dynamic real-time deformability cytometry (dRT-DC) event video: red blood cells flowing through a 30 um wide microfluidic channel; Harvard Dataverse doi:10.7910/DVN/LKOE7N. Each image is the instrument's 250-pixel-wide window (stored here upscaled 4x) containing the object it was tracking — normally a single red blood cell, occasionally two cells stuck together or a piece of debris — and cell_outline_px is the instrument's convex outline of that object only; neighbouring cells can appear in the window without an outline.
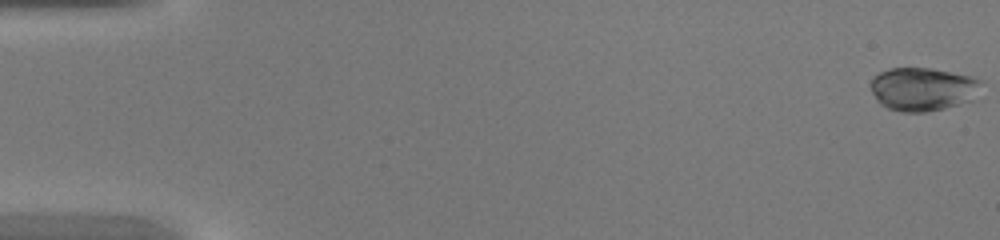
{"species": "common noctule bat (a hibernating species)", "species_latin": "Nyctalus noctula", "temperature_condition": "warm", "stored_images_in_passage": 45, "camera_frame_rate_fps": 3000, "um_per_image_px": 0.085, "animal": {"sex": "female", "body_mass_g": 20.0, "forearm_length_mm": 54.0}, "frame": {"image": 1, "passage_image": 1, "time_ms": 0.0, "image_size_px": [1000, 240], "cell_outline_px": [[984, 80], [972, 100], [944, 108], [928, 112], [900, 112], [888, 108], [880, 104], [876, 100], [872, 92], [872, 80], [880, 72], [888, 68], [932, 68], [972, 76]], "centroid_in_image_um": [78.45, 7.57], "position_along_channel_um": 6.5, "area_um2": 27.98}}
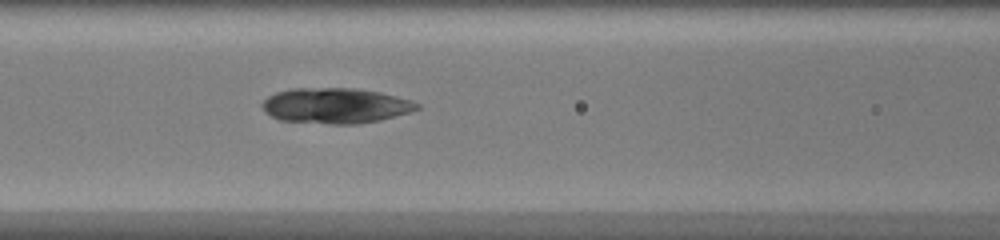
{"frame": {"image": 2, "passage_image": 20, "time_ms": 6.333, "image_size_px": [1000, 240], "cell_outline_px": [[420, 108], [412, 112], [380, 120], [356, 124], [332, 124], [280, 120], [264, 112], [260, 104], [268, 96], [276, 92], [292, 88], [356, 88], [380, 92], [412, 100], [420, 104]], "centroid_in_image_um": [28.53, 8.98], "position_along_channel_um": 138.1, "area_um2": 32.19}}
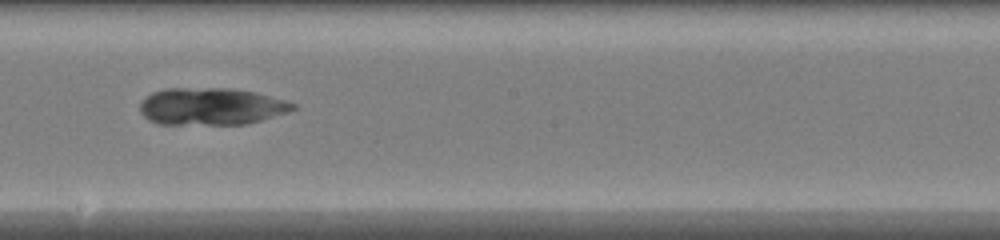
{"frame": {"image": 3, "passage_image": 26, "time_ms": 8.333, "image_size_px": [1000, 240], "cell_outline_px": [[296, 108], [288, 112], [248, 124], [160, 124], [148, 120], [140, 112], [140, 104], [152, 92], [164, 88], [232, 88], [256, 92], [284, 100], [296, 104]], "centroid_in_image_um": [17.96, 9.04], "position_along_channel_um": 230.2, "area_um2": 33.18}}